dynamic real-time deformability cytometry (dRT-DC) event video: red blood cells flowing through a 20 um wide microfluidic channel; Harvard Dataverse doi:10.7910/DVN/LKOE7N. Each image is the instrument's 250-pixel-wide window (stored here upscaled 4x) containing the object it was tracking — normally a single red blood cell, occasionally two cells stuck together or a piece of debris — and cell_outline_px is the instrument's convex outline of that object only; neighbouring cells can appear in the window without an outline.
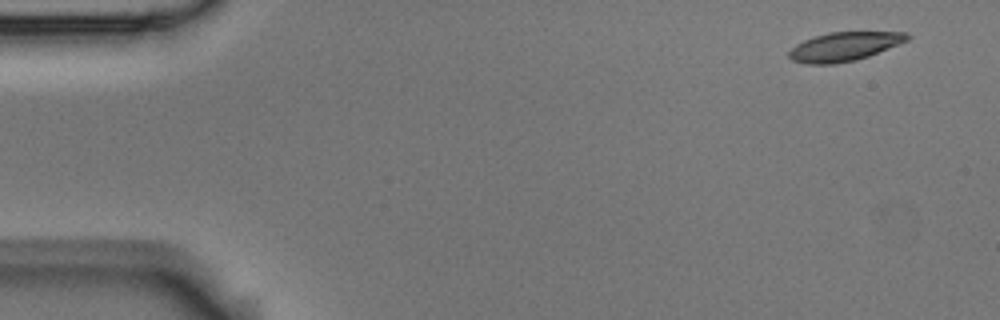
{"species": "Egyptian fruit bat (a non-hibernating species)", "species_latin": "Rousettus aegyptiacus", "temperature_condition": "room temperature", "stored_images_in_passage": 5, "camera_frame_rate_fps": 3000, "um_per_image_px": 0.085, "animal": {"sex": "male"}, "frame": {"image": 1, "passage_image": 1, "time_ms": 0.0, "image_size_px": [1000, 320], "cell_outline_px": [[912, 36], [908, 40], [868, 56], [856, 60], [832, 64], [804, 64], [792, 60], [788, 56], [788, 52], [796, 44], [804, 40], [828, 32], [908, 32]], "centroid_in_image_um": [71.75, 3.96], "position_along_channel_um": 13.2, "area_um2": 19.83}}
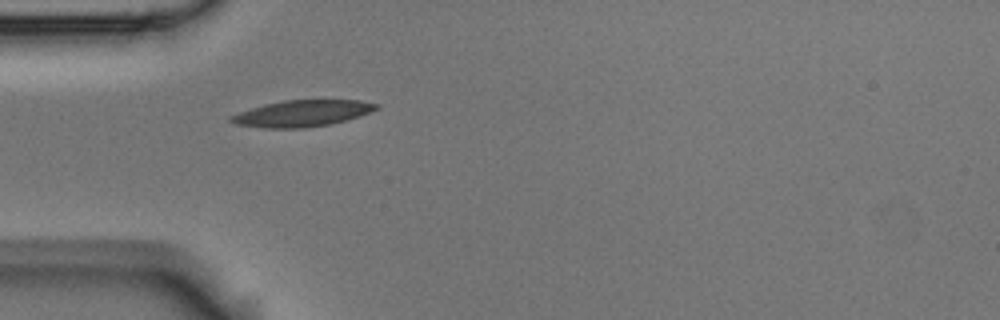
{"frame": {"image": 2, "passage_image": 5, "time_ms": 1.333, "image_size_px": [1000, 320], "cell_outline_px": [[380, 108], [372, 112], [348, 120], [332, 124], [304, 128], [264, 128], [236, 124], [228, 120], [228, 116], [264, 104], [284, 100], [360, 100], [380, 104]], "centroid_in_image_um": [25.73, 9.64], "position_along_channel_um": 59.3, "area_um2": 22.6}}